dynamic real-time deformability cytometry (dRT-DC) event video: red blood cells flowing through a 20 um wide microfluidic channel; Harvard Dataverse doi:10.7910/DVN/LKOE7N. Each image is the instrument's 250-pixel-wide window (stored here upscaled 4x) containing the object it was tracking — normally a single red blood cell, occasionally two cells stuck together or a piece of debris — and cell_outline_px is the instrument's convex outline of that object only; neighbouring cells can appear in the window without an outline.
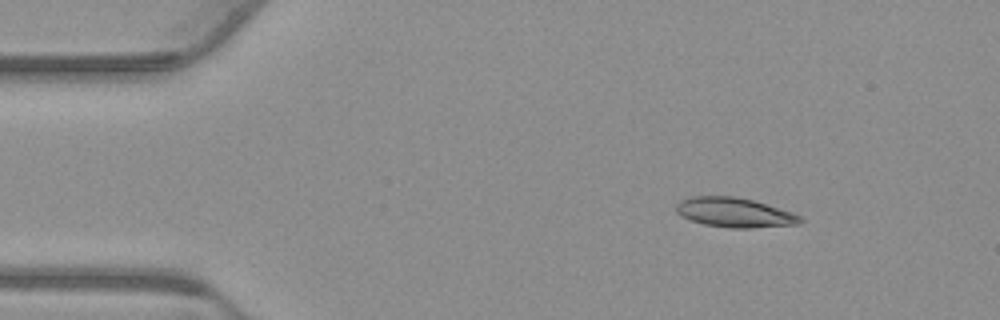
{"species": "common noctule bat (a hibernating species)", "species_latin": "Nyctalus noctula", "temperature_condition": "warm", "stored_images_in_passage": 48, "camera_frame_rate_fps": 3000, "um_per_image_px": 0.085, "animal": {"sex": "male", "body_mass_g": 23.1, "forearm_length_mm": 52.7}, "frame": {"image": 1, "passage_image": 1, "time_ms": 0.0, "image_size_px": [1000, 320], "cell_outline_px": [[804, 220], [800, 224], [752, 228], [728, 228], [704, 224], [680, 216], [676, 212], [676, 204], [680, 200], [692, 196], [736, 196], [752, 200], [792, 212], [800, 216]], "centroid_in_image_um": [62.42, 18.06], "position_along_channel_um": 22.6, "area_um2": 21.44}}
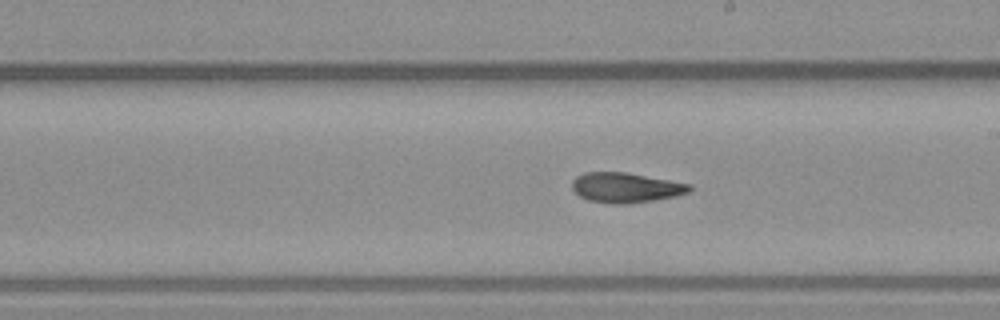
{"frame": {"image": 2, "passage_image": 24, "time_ms": 7.667, "image_size_px": [1000, 320], "cell_outline_px": [[692, 188], [688, 192], [676, 196], [628, 204], [612, 204], [588, 200], [580, 196], [572, 188], [572, 180], [576, 176], [584, 172], [624, 172], [692, 184]], "centroid_in_image_um": [53.17, 15.94], "position_along_channel_um": 235.8, "area_um2": 20.46}}
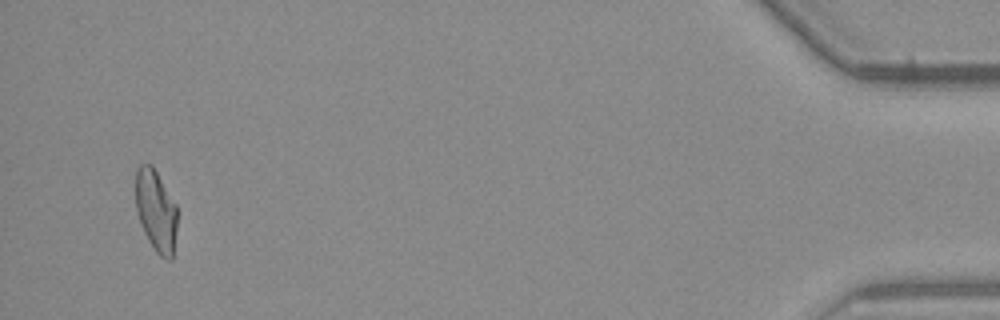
{"frame": {"image": 3, "passage_image": 46, "time_ms": 15.0, "image_size_px": [1000, 320], "cell_outline_px": [[176, 232], [172, 260], [168, 260], [160, 256], [156, 252], [148, 240], [144, 232], [136, 212], [136, 168], [140, 164], [152, 164], [176, 204]], "centroid_in_image_um": [13.25, 17.91], "position_along_channel_um": 422.0, "area_um2": 19.83}, "authors_computed_cell_mechanics": {"area_um2": 20.6635, "velocity_mm_per_s": 3.7525, "shape_relaxation_time_tau1_ms": null, "shape_relaxation_time_tau2_ms": 4.2726, "deformation_change_tau1": null, "deformation_change_tau2": 0.1208}}